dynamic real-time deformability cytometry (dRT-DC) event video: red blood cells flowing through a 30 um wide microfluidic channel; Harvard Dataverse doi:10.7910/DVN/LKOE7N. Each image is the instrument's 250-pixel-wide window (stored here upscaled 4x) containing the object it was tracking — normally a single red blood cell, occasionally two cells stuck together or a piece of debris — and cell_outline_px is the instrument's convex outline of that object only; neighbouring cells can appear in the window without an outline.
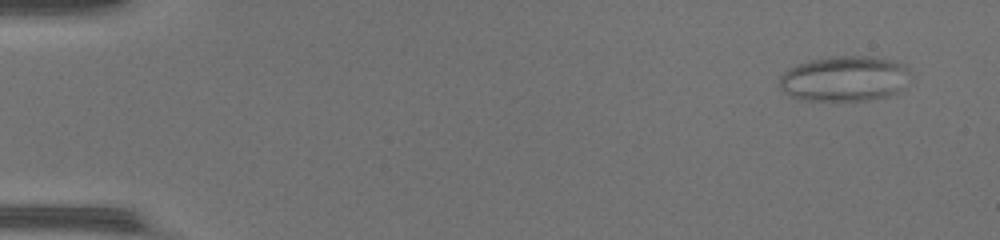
{"species": "common noctule bat (a hibernating species)", "species_latin": "Nyctalus noctula", "temperature_condition": "warm", "stored_images_in_passage": 47, "camera_frame_rate_fps": 3000, "um_per_image_px": 0.085, "animal": {"sex": "female", "body_mass_g": 17.0, "forearm_length_mm": 48.0}, "frame": {"image": 1, "passage_image": 3, "time_ms": 0.667, "image_size_px": [1000, 240], "cell_outline_px": [[912, 76], [896, 92], [888, 96], [868, 100], [800, 100], [784, 92], [780, 88], [780, 76], [788, 68], [812, 60], [828, 56], [872, 56], [896, 60], [904, 64], [912, 72]], "centroid_in_image_um": [71.82, 6.67], "position_along_channel_um": 13.2, "area_um2": 34.8}}
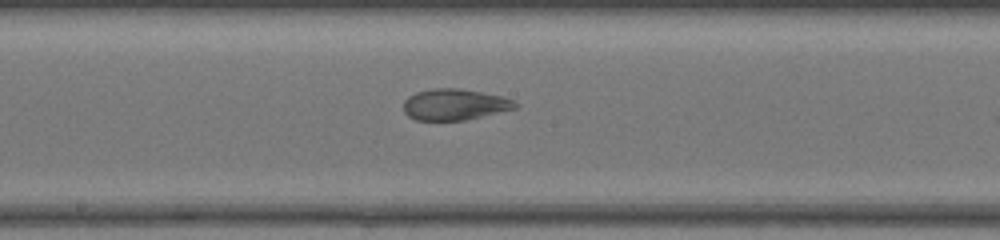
{"frame": {"image": 2, "passage_image": 26, "time_ms": 8.333, "image_size_px": [1000, 240], "cell_outline_px": [[520, 104], [516, 108], [464, 120], [416, 120], [408, 116], [404, 112], [404, 100], [408, 96], [416, 92], [432, 88], [460, 88], [500, 96], [516, 100]], "centroid_in_image_um": [38.64, 8.87], "position_along_channel_um": 209.6, "area_um2": 20.29}}
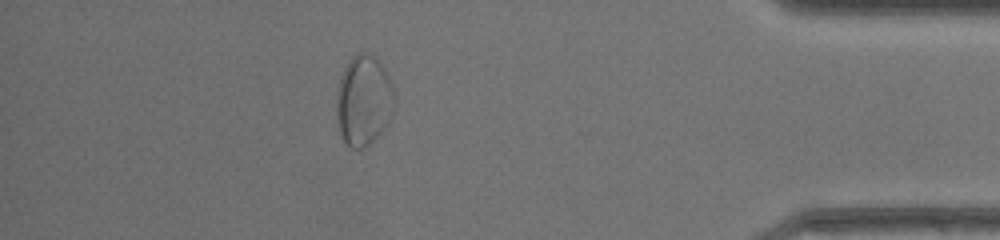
{"frame": {"image": 3, "passage_image": 42, "time_ms": 13.667, "image_size_px": [1000, 240], "cell_outline_px": [[396, 104], [392, 116], [384, 128], [364, 148], [352, 148], [344, 144], [340, 136], [336, 116], [336, 92], [340, 76], [348, 60], [352, 56], [360, 52], [368, 52], [384, 68], [392, 84], [396, 96]], "centroid_in_image_um": [30.9, 8.55], "position_along_channel_um": 404.3, "area_um2": 31.04}, "authors_computed_cell_mechanics": {"area_um2": 27.8596, "velocity_mm_per_s": 4.424, "shape_relaxation_time_tau1_ms": null, "shape_relaxation_time_tau2_ms": 1.0428, "deformation_change_tau1": null, "deformation_change_tau2": 0.0732}}